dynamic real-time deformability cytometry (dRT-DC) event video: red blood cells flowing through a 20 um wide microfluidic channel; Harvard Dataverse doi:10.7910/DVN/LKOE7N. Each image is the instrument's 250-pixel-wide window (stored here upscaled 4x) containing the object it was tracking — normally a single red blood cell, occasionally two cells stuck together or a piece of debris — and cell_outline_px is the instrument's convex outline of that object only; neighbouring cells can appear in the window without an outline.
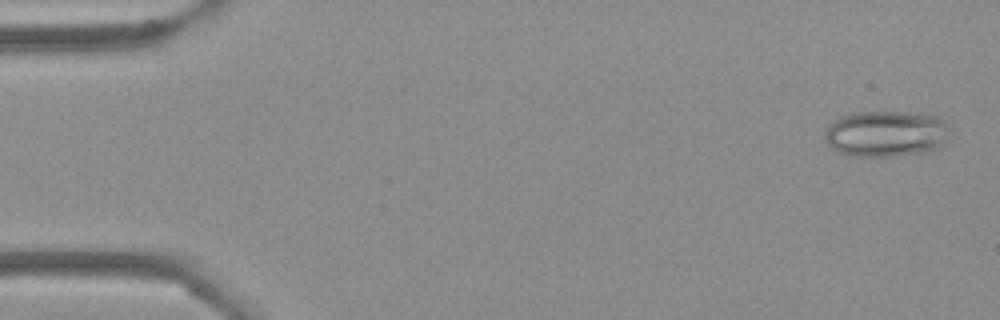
{"species": "Egyptian fruit bat (a non-hibernating species)", "species_latin": "Rousettus aegyptiacus", "temperature_condition": "cold", "stored_images_in_passage": 54, "camera_frame_rate_fps": 3000, "um_per_image_px": 0.085, "frame": {"image": 1, "passage_image": 2, "time_ms": 0.333, "image_size_px": [1000, 320], "cell_outline_px": [[948, 128], [940, 144], [936, 148], [924, 152], [892, 156], [848, 156], [832, 148], [828, 144], [824, 136], [824, 132], [840, 116], [852, 112], [908, 112], [940, 116], [944, 120]], "centroid_in_image_um": [75.26, 11.35], "position_along_channel_um": 9.7, "area_um2": 33.23}}
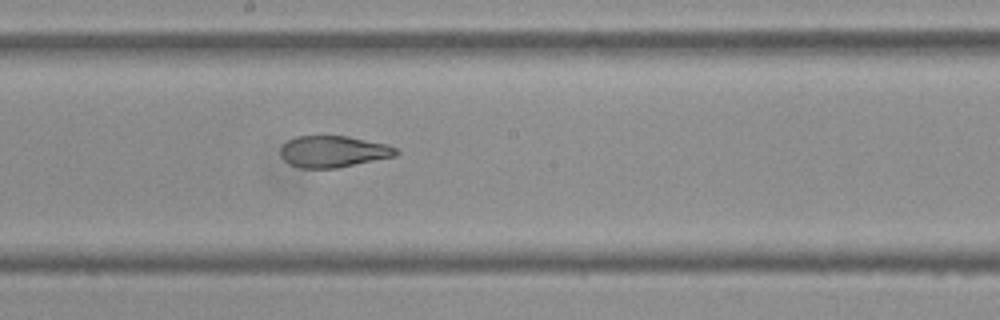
{"frame": {"image": 2, "passage_image": 29, "time_ms": 9.333, "image_size_px": [1000, 320], "cell_outline_px": [[400, 152], [396, 156], [336, 168], [300, 168], [288, 164], [280, 156], [280, 148], [288, 140], [296, 136], [348, 136], [388, 144], [396, 148]], "centroid_in_image_um": [28.33, 12.88], "position_along_channel_um": 219.9, "area_um2": 21.39}}
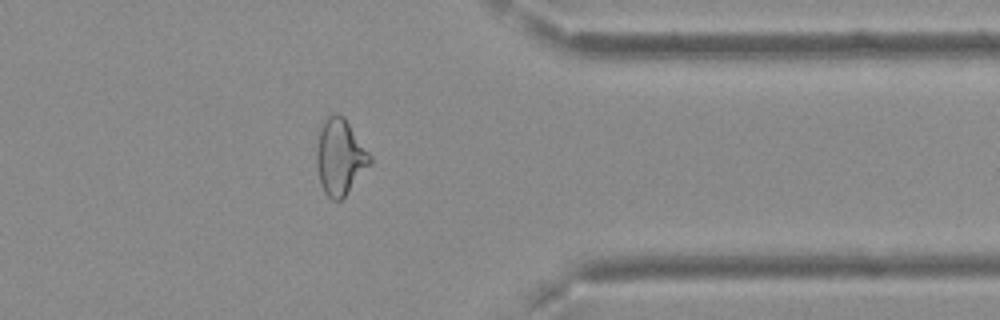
{"frame": {"image": 3, "passage_image": 43, "time_ms": 14.0, "image_size_px": [1000, 320], "cell_outline_px": [[372, 164], [344, 196], [340, 200], [332, 200], [324, 192], [320, 184], [316, 164], [316, 148], [320, 132], [324, 120], [328, 116], [336, 112], [344, 116], [372, 156]], "centroid_in_image_um": [28.91, 13.33], "position_along_channel_um": 382.5, "area_um2": 23.7}, "authors_computed_cell_mechanics": {"area_um2": 25.2008, "velocity_mm_per_s": 3.7367, "shape_relaxation_time_tau1_ms": null, "shape_relaxation_time_tau2_ms": 1.4983, "deformation_change_tau1": null, "deformation_change_tau2": 0.0817}}